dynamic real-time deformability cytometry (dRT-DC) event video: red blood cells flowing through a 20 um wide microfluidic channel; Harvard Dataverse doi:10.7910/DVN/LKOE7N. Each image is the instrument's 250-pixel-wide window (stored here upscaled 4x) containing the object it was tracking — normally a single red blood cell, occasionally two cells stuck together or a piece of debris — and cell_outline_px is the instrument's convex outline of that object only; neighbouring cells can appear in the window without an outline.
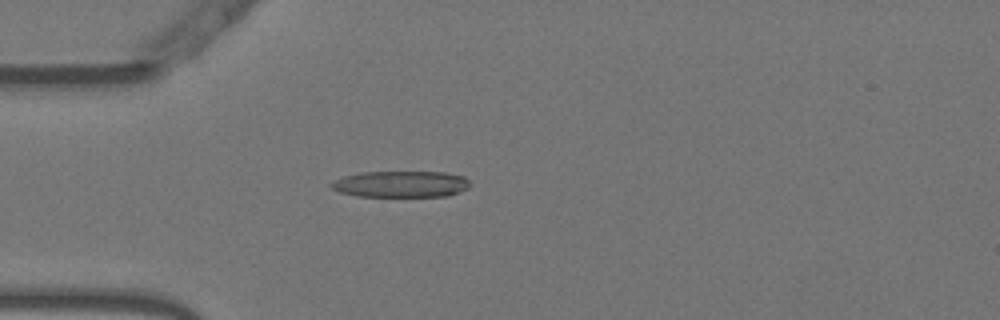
{"species": "Egyptian fruit bat (a non-hibernating species)", "species_latin": "Rousettus aegyptiacus", "temperature_condition": "warm", "stored_images_in_passage": 52, "camera_frame_rate_fps": 3000, "um_per_image_px": 0.085, "animal": {"sex": "female"}, "frame": {"image": 1, "passage_image": 15, "time_ms": 4.667, "image_size_px": [1000, 320], "cell_outline_px": [[468, 188], [460, 192], [448, 196], [356, 196], [340, 192], [332, 188], [328, 184], [344, 176], [364, 172], [444, 172], [464, 176], [468, 180]], "centroid_in_image_um": [34.09, 15.65], "position_along_channel_um": 50.9, "area_um2": 21.21}}
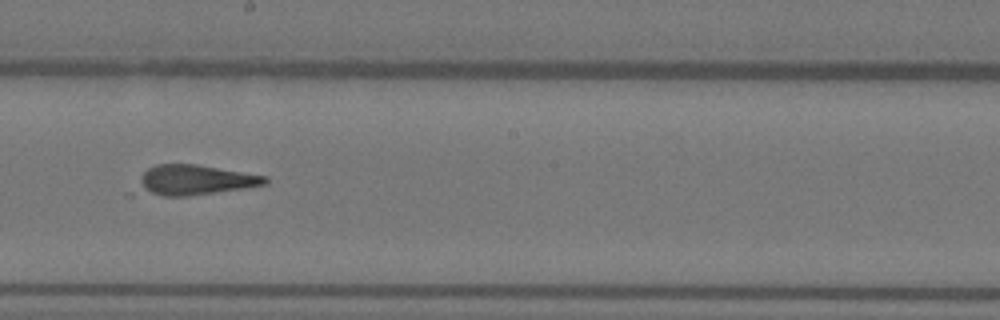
{"frame": {"image": 2, "passage_image": 30, "time_ms": 9.667, "image_size_px": [1000, 320], "cell_outline_px": [[268, 184], [248, 188], [188, 196], [128, 196], [124, 192], [148, 168], [156, 164], [196, 164], [268, 176]], "centroid_in_image_um": [16.26, 15.36], "position_along_channel_um": 231.9, "area_um2": 24.04}}
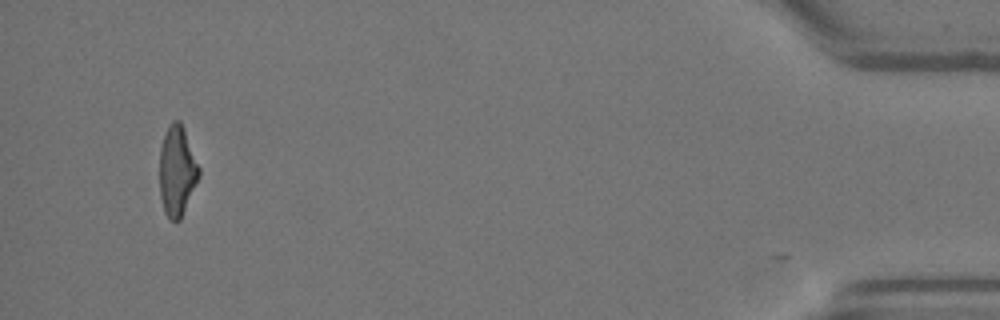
{"frame": {"image": 3, "passage_image": 51, "time_ms": 16.667, "image_size_px": [1000, 320], "cell_outline_px": [[200, 176], [180, 220], [176, 224], [168, 220], [164, 212], [160, 196], [160, 148], [164, 136], [172, 120], [180, 120], [184, 128], [200, 168]], "centroid_in_image_um": [15.05, 14.58], "position_along_channel_um": 420.1, "area_um2": 20.87}, "authors_computed_cell_mechanics": {"area_um2": 21.7617, "velocity_mm_per_s": 3.8198, "shape_relaxation_time_tau1_ms": null, "shape_relaxation_time_tau2_ms": 1.9174, "deformation_change_tau1": null, "deformation_change_tau2": 0.1482}}